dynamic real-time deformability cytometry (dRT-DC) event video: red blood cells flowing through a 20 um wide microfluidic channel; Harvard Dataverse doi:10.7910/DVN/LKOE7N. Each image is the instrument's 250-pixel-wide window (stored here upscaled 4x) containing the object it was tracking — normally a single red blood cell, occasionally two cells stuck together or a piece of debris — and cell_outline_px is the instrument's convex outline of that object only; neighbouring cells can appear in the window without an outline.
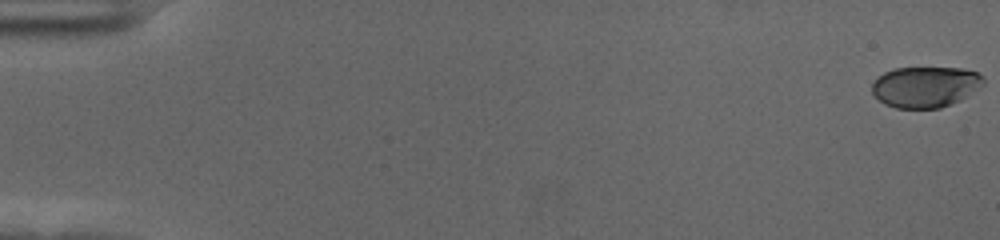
{"species": "human", "species_latin": "Homo sapiens", "temperature_condition": "cold", "stored_images_in_passage": 58, "camera_frame_rate_fps": 3000, "um_per_image_px": 0.085, "donor": {"sex": "female"}, "frame": {"image": 1, "passage_image": 1, "time_ms": 0.0, "image_size_px": [1000, 240], "cell_outline_px": [[984, 84], [960, 100], [952, 104], [940, 108], [896, 108], [884, 104], [872, 92], [872, 84], [884, 72], [896, 68], [960, 68], [976, 72], [984, 76]], "centroid_in_image_um": [78.67, 7.38], "position_along_channel_um": 6.3, "area_um2": 26.41}}
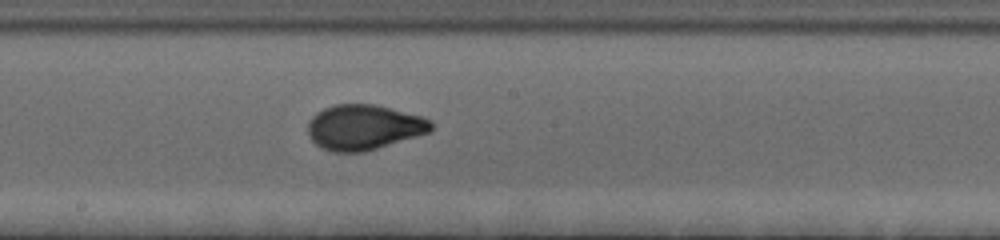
{"frame": {"image": 2, "passage_image": 33, "time_ms": 10.667, "image_size_px": [1000, 240], "cell_outline_px": [[432, 128], [428, 132], [416, 136], [364, 152], [332, 152], [316, 144], [308, 136], [308, 124], [312, 116], [316, 112], [324, 108], [336, 104], [376, 104], [420, 116], [432, 120]], "centroid_in_image_um": [30.9, 10.81], "position_along_channel_um": 217.3, "area_um2": 32.25}}
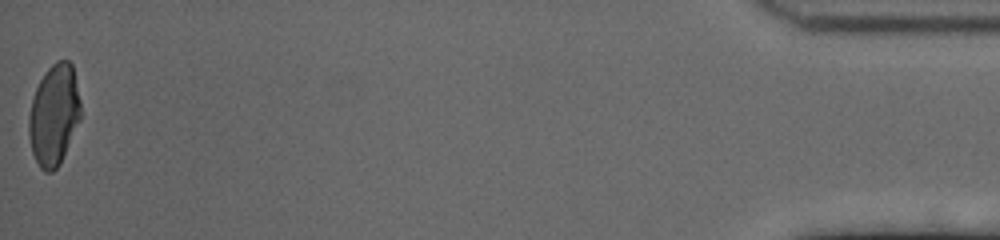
{"frame": {"image": 3, "passage_image": 58, "time_ms": 19.0, "image_size_px": [1000, 240], "cell_outline_px": [[80, 120], [60, 164], [52, 172], [44, 172], [40, 168], [32, 152], [28, 132], [28, 116], [32, 100], [36, 88], [44, 72], [56, 60], [68, 60], [72, 64], [80, 100]], "centroid_in_image_um": [4.58, 9.77], "position_along_channel_um": 430.6, "area_um2": 30.52}, "authors_computed_cell_mechanics": {"area_um2": 30.8652, "velocity_mm_per_s": 3.6164, "shape_relaxation_time_tau1_ms": 5.0628, "shape_relaxation_time_tau2_ms": null, "deformation_change_tau1": 0.1957, "deformation_change_tau2": null}}